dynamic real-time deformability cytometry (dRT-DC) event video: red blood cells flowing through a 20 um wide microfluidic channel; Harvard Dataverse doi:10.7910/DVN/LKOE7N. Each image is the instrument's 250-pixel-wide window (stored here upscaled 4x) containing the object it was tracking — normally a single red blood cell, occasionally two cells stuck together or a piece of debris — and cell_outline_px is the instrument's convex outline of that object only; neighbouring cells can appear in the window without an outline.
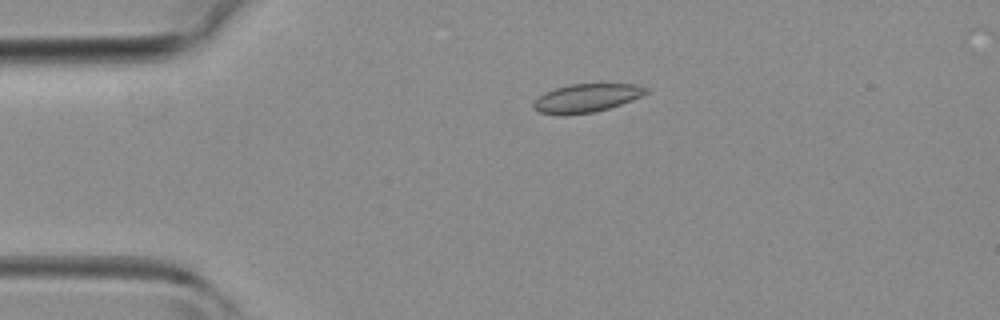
{"species": "common noctule bat (a hibernating species)", "species_latin": "Nyctalus noctula", "temperature_condition": "room temperature", "stored_images_in_passage": 38, "camera_frame_rate_fps": 3000, "um_per_image_px": 0.085, "animal": {"sex": "female", "body_mass_g": 19.3, "forearm_length_mm": 54.1}, "frame": {"image": 1, "passage_image": 4, "time_ms": 1.0, "image_size_px": [1000, 320], "cell_outline_px": [[648, 92], [632, 100], [596, 112], [564, 116], [560, 116], [540, 112], [532, 108], [532, 104], [544, 92], [556, 88], [572, 84], [640, 84], [648, 88]], "centroid_in_image_um": [49.83, 8.35], "position_along_channel_um": 35.2, "area_um2": 18.73}}
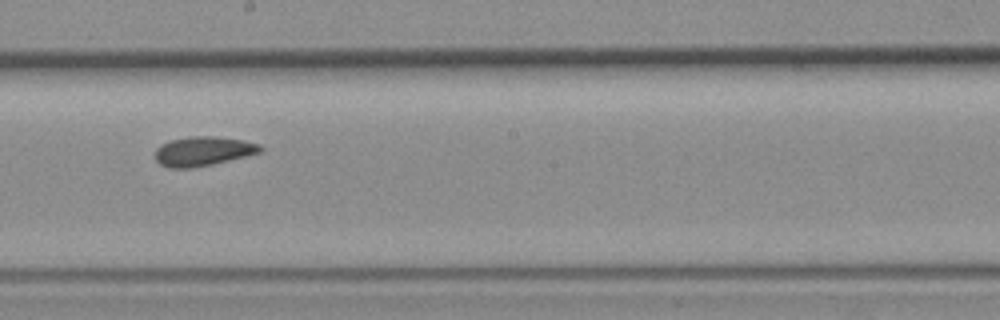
{"frame": {"image": 2, "passage_image": 19, "time_ms": 6.0, "image_size_px": [1000, 320], "cell_outline_px": [[264, 152], [212, 164], [192, 168], [168, 168], [160, 164], [156, 160], [156, 148], [160, 144], [172, 140], [192, 136], [212, 136], [244, 140], [260, 144], [264, 148]], "centroid_in_image_um": [17.3, 12.85], "position_along_channel_um": 230.9, "area_um2": 18.09}}
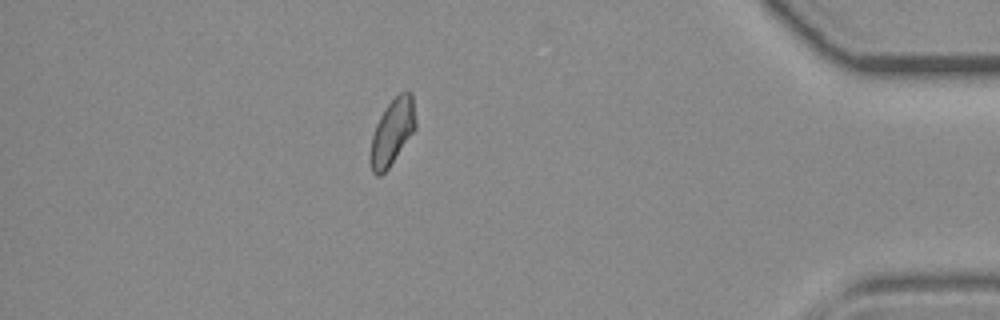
{"frame": {"image": 3, "passage_image": 33, "time_ms": 10.667, "image_size_px": [1000, 320], "cell_outline_px": [[416, 128], [388, 168], [380, 176], [376, 176], [372, 172], [368, 160], [372, 136], [376, 124], [380, 116], [388, 104], [400, 92], [408, 88], [412, 92], [416, 120]], "centroid_in_image_um": [33.33, 11.21], "position_along_channel_um": 401.9, "area_um2": 17.57}}